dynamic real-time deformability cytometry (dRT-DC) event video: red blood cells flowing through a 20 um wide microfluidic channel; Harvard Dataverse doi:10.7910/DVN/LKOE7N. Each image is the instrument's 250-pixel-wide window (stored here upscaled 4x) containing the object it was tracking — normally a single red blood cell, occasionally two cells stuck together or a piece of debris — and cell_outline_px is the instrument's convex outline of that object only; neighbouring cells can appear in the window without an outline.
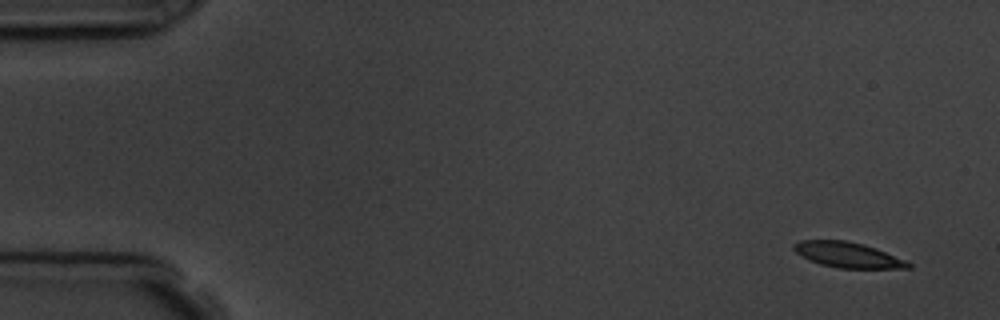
{"species": "common noctule bat (a hibernating species)", "species_latin": "Nyctalus noctula", "temperature_condition": "room temperature", "stored_images_in_passage": 4, "camera_frame_rate_fps": 3000, "um_per_image_px": 0.085, "animal": {"sex": "male", "body_mass_g": 19.5, "forearm_length_mm": 54.6}, "frame": {"image": 1, "passage_image": 1, "time_ms": 0.0, "image_size_px": [1000, 320], "cell_outline_px": [[912, 268], [840, 268], [820, 264], [800, 256], [792, 248], [792, 244], [800, 240], [844, 240], [864, 244], [876, 248], [904, 260], [912, 264]], "centroid_in_image_um": [72.02, 21.66], "position_along_channel_um": 13.0, "area_um2": 16.88}}
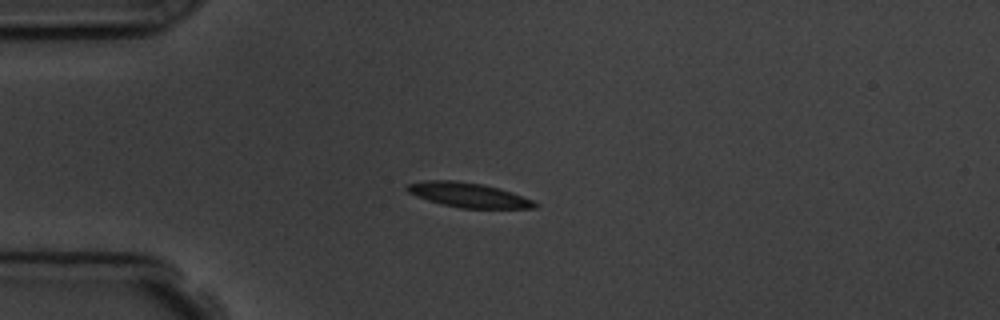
{"frame": {"image": 2, "passage_image": 4, "time_ms": 3.667, "image_size_px": [1000, 320], "cell_outline_px": [[540, 204], [536, 208], [460, 208], [428, 200], [416, 196], [408, 192], [404, 188], [408, 184], [428, 180], [452, 180], [484, 184], [500, 188], [512, 192], [532, 200]], "centroid_in_image_um": [39.83, 16.57], "position_along_channel_um": 45.2, "area_um2": 18.26}}